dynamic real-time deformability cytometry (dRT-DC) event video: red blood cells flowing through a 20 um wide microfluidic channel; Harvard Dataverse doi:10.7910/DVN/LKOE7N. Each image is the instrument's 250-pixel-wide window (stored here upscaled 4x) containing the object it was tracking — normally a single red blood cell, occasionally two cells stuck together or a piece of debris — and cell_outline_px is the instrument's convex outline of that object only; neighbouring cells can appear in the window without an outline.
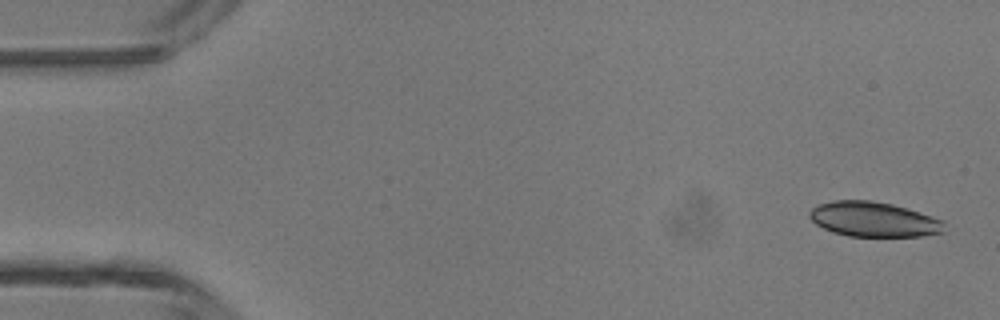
{"species": "common noctule bat (a hibernating species)", "species_latin": "Nyctalus noctula", "temperature_condition": "room temperature", "stored_images_in_passage": 46, "camera_frame_rate_fps": 3000, "um_per_image_px": 0.085, "animal": {"sex": "male", "body_mass_g": 13.3}, "frame": {"image": 1, "passage_image": 1, "time_ms": 0.0, "image_size_px": [1000, 320], "cell_outline_px": [[944, 232], [924, 236], [848, 236], [832, 232], [816, 224], [808, 216], [808, 212], [812, 208], [820, 204], [832, 200], [872, 200], [892, 204], [932, 216], [944, 220]], "centroid_in_image_um": [74.25, 18.64], "position_along_channel_um": 10.7, "area_um2": 27.46}}
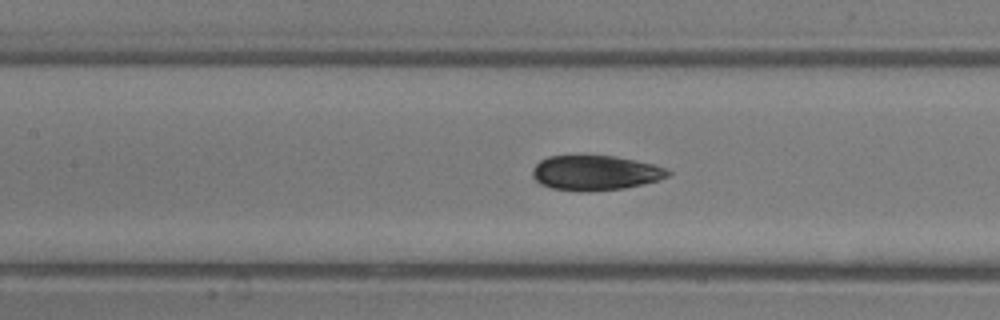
{"frame": {"image": 2, "passage_image": 20, "time_ms": 6.333, "image_size_px": [1000, 320], "cell_outline_px": [[672, 172], [668, 176], [660, 180], [644, 184], [624, 188], [588, 192], [552, 188], [540, 184], [532, 176], [532, 168], [540, 160], [548, 156], [616, 156], [656, 164]], "centroid_in_image_um": [50.62, 14.69], "position_along_channel_um": 156.8, "area_um2": 27.69}}
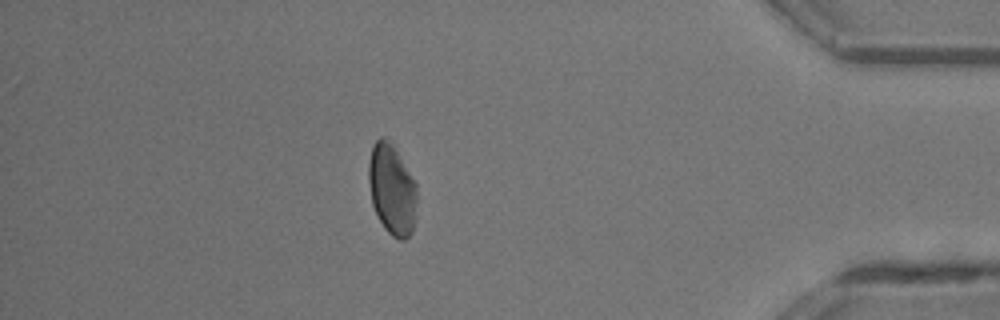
{"frame": {"image": 3, "passage_image": 40, "time_ms": 13.0, "image_size_px": [1000, 320], "cell_outline_px": [[416, 220], [412, 232], [404, 240], [400, 240], [392, 236], [384, 228], [372, 204], [368, 180], [368, 164], [372, 148], [376, 140], [380, 136], [384, 136], [392, 144], [416, 184]], "centroid_in_image_um": [33.31, 16.13], "position_along_channel_um": 401.9, "area_um2": 25.43}, "authors_computed_cell_mechanics": {"area_um2": 27.6573, "velocity_mm_per_s": 4.347, "shape_relaxation_time_tau1_ms": 2.7862, "shape_relaxation_time_tau2_ms": 1.5371, "deformation_change_tau1": 0.1169, "deformation_change_tau2": 0.063}}